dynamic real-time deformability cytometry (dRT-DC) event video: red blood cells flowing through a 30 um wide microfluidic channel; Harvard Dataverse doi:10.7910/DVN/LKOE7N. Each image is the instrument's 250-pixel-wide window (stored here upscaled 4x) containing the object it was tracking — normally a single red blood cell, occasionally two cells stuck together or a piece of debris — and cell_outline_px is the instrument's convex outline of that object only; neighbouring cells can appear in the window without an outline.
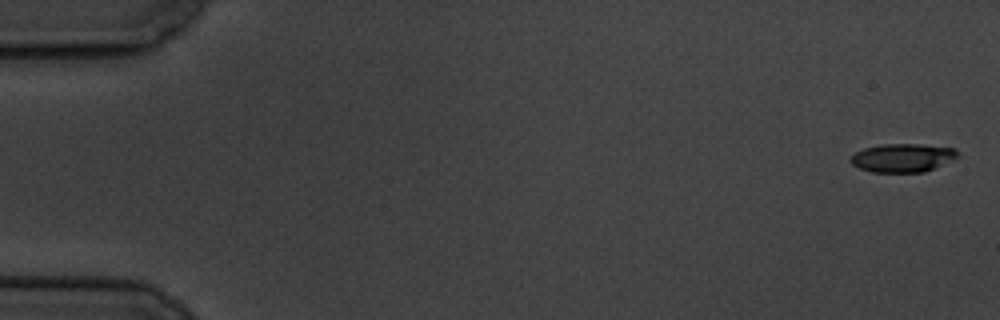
{"species": "common noctule bat (a hibernating species)", "species_latin": "Nyctalus noctula", "temperature_condition": "cold", "stored_images_in_passage": 6, "camera_frame_rate_fps": 3000, "um_per_image_px": 0.085, "animal": {"sex": "male", "body_mass_g": 19.5, "forearm_length_mm": 54.6}, "frame": {"image": 1, "passage_image": 1, "time_ms": 0.0, "image_size_px": [1000, 320], "cell_outline_px": [[960, 152], [952, 160], [924, 172], [872, 172], [860, 168], [852, 164], [848, 160], [856, 152], [864, 148], [880, 144], [920, 144], [956, 148]], "centroid_in_image_um": [76.71, 13.4], "position_along_channel_um": 8.3, "area_um2": 17.74}}
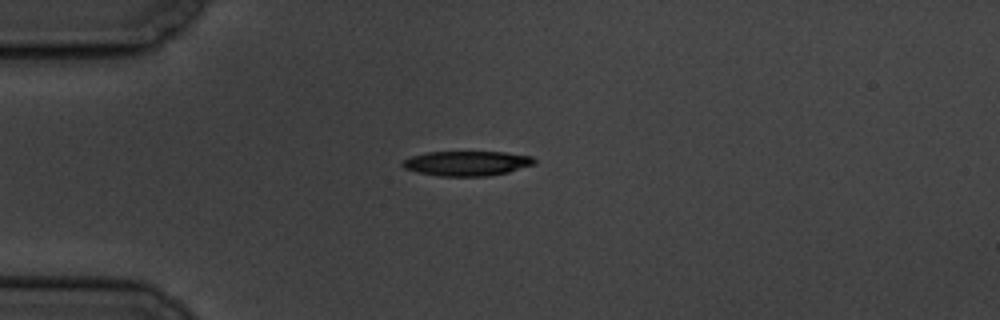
{"frame": {"image": 2, "passage_image": 5, "time_ms": 4.667, "image_size_px": [1000, 320], "cell_outline_px": [[536, 164], [508, 172], [488, 176], [440, 176], [420, 172], [404, 168], [400, 164], [404, 160], [412, 156], [428, 152], [504, 152], [532, 156], [536, 160]], "centroid_in_image_um": [39.73, 13.88], "position_along_channel_um": 45.3, "area_um2": 18.96}}